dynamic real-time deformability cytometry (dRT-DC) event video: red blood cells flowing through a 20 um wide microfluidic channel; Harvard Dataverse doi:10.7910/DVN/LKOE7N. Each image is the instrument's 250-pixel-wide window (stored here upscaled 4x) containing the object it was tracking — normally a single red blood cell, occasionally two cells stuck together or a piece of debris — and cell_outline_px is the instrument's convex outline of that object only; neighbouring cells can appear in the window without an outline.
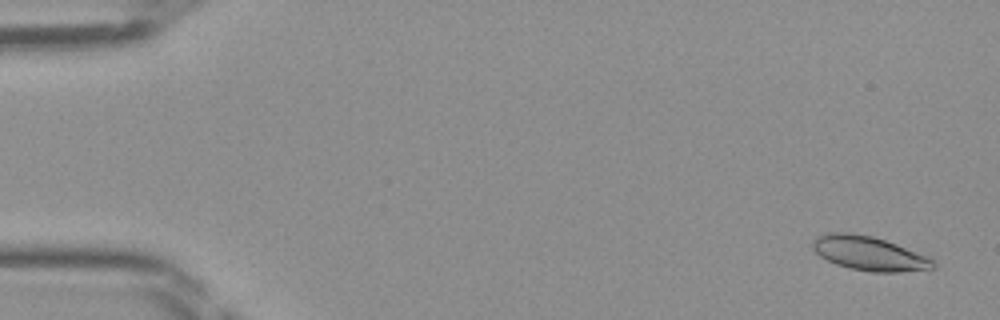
{"species": "Egyptian fruit bat (a non-hibernating species)", "species_latin": "Rousettus aegyptiacus", "temperature_condition": "room temperature", "stored_images_in_passage": 47, "camera_frame_rate_fps": 3000, "um_per_image_px": 0.085, "frame": {"image": 1, "passage_image": 2, "time_ms": 0.333, "image_size_px": [1000, 320], "cell_outline_px": [[936, 268], [900, 272], [872, 272], [848, 268], [836, 264], [820, 256], [812, 248], [812, 240], [816, 236], [828, 232], [852, 232], [872, 236], [896, 244], [936, 260]], "centroid_in_image_um": [73.86, 21.53], "position_along_channel_um": 11.1, "area_um2": 24.1}}
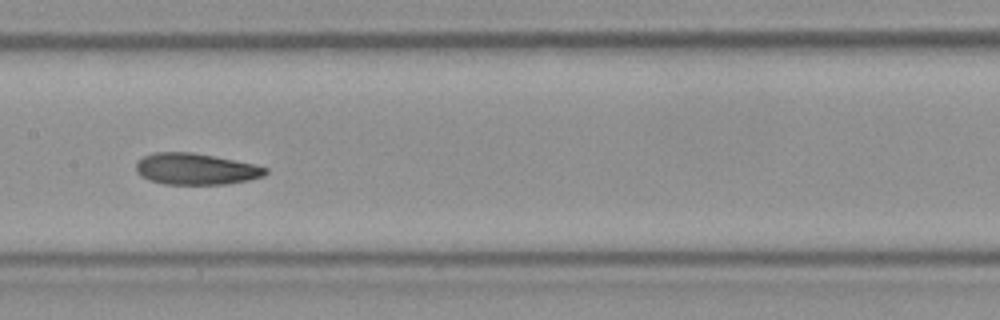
{"frame": {"image": 2, "passage_image": 24, "time_ms": 7.667, "image_size_px": [1000, 320], "cell_outline_px": [[268, 172], [264, 176], [248, 180], [224, 184], [164, 184], [148, 180], [140, 176], [136, 172], [136, 164], [144, 156], [152, 152], [192, 152], [256, 164], [268, 168]], "centroid_in_image_um": [16.64, 14.36], "position_along_channel_um": 190.8, "area_um2": 23.76}}
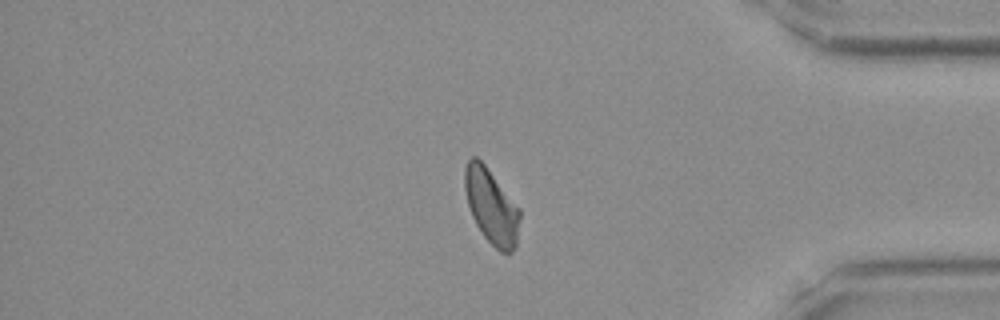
{"frame": {"image": 3, "passage_image": 40, "time_ms": 13.0, "image_size_px": [1000, 320], "cell_outline_px": [[520, 220], [516, 248], [512, 252], [500, 252], [484, 236], [476, 224], [472, 216], [468, 204], [464, 188], [464, 168], [468, 160], [472, 156], [476, 156], [484, 164], [520, 208]], "centroid_in_image_um": [41.77, 17.54], "position_along_channel_um": 393.4, "area_um2": 23.99}}